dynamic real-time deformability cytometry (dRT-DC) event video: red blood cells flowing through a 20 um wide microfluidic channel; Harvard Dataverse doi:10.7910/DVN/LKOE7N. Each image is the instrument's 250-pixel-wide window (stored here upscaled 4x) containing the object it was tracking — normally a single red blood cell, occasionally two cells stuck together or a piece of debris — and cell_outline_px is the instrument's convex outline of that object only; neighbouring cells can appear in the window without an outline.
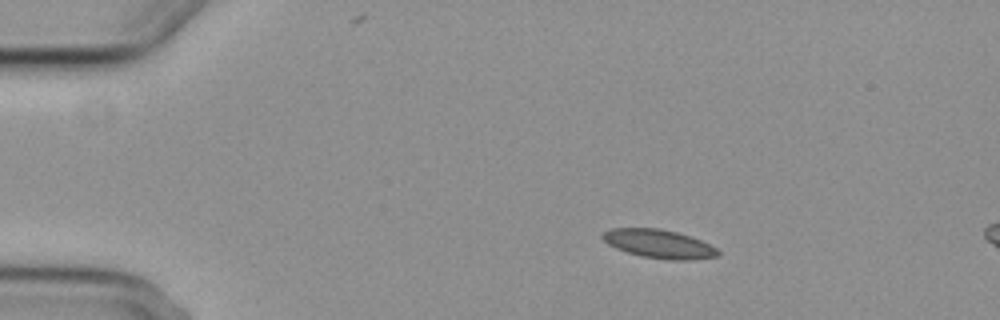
{"species": "common noctule bat (a hibernating species)", "species_latin": "Nyctalus noctula", "temperature_condition": "cold", "stored_images_in_passage": 4, "segment_of_instrument_passage": [1, 2], "camera_frame_rate_fps": 3000, "um_per_image_px": 0.085, "animal": {"sex": "female", "body_mass_g": 29.2, "forearm_length_mm": 56.3}, "frame": {"image": 1, "passage_image": 2, "time_ms": 2.0, "image_size_px": [1000, 320], "cell_outline_px": [[720, 256], [692, 260], [672, 260], [640, 256], [616, 248], [608, 244], [600, 236], [604, 232], [612, 228], [660, 228], [676, 232], [700, 240], [716, 248], [720, 252]], "centroid_in_image_um": [56.01, 20.73], "position_along_channel_um": 29.0, "area_um2": 19.13}}